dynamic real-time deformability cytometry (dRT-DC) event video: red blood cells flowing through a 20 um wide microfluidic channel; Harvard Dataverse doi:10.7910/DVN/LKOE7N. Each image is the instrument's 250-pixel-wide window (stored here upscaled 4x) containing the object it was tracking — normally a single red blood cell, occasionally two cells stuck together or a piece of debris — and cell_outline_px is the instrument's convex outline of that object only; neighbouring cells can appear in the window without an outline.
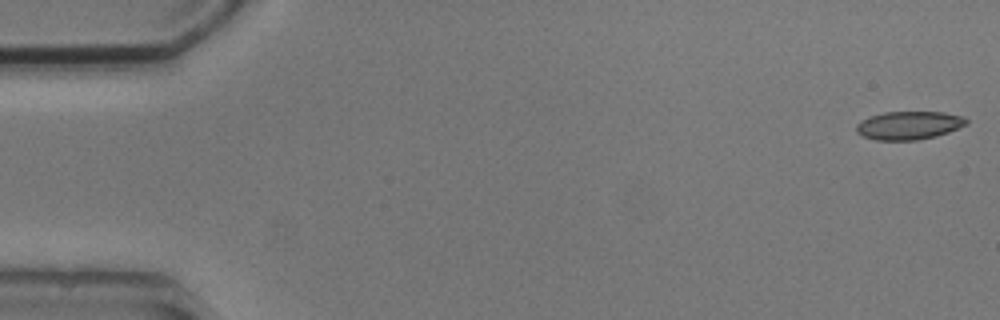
{"species": "common noctule bat (a hibernating species)", "species_latin": "Nyctalus noctula", "temperature_condition": "cold", "stored_images_in_passage": 4, "camera_frame_rate_fps": 3000, "um_per_image_px": 0.085, "animal": {"sex": "male", "body_mass_g": 20.5, "forearm_length_mm": 52.5}, "frame": {"image": 1, "passage_image": 1, "time_ms": 0.0, "image_size_px": [1000, 320], "cell_outline_px": [[968, 124], [948, 132], [936, 136], [916, 140], [876, 140], [864, 136], [856, 132], [856, 124], [860, 120], [884, 112], [944, 112], [964, 116], [968, 120]], "centroid_in_image_um": [77.27, 10.65], "position_along_channel_um": 7.7, "area_um2": 18.15}}
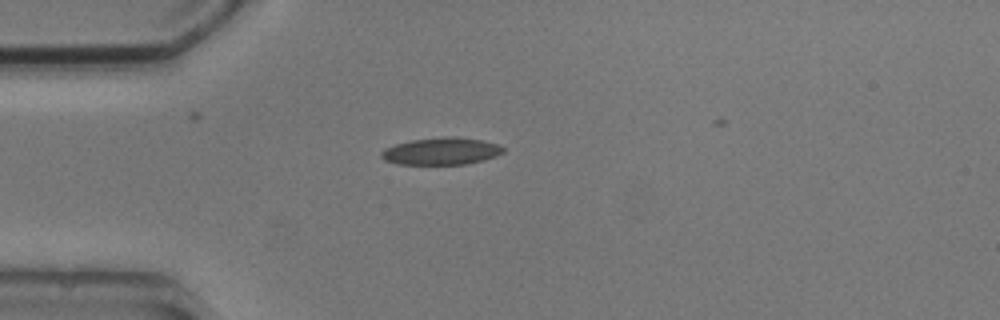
{"frame": {"image": 2, "passage_image": 4, "time_ms": 4.333, "image_size_px": [1000, 320], "cell_outline_px": [[504, 152], [496, 156], [484, 160], [464, 164], [396, 164], [384, 160], [380, 156], [380, 152], [384, 148], [396, 144], [412, 140], [448, 136], [456, 136], [484, 140], [500, 144], [504, 148]], "centroid_in_image_um": [37.53, 12.84], "position_along_channel_um": 47.5, "area_um2": 19.48}}